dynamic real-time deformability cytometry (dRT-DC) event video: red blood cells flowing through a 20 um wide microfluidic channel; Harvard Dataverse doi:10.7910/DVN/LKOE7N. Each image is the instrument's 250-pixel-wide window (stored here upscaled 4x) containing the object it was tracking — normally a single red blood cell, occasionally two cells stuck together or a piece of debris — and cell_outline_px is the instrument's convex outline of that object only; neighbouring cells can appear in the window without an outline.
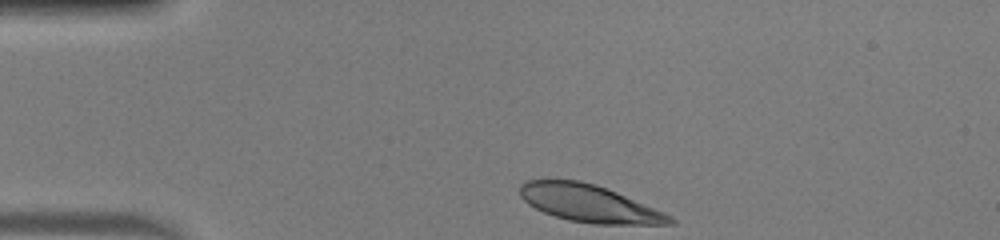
{"species": "human", "species_latin": "Homo sapiens", "temperature_condition": "warm", "stored_images_in_passage": 33, "camera_frame_rate_fps": 3000, "um_per_image_px": 0.085, "donor": {"sex": "male"}, "frame": {"image": 1, "passage_image": 1, "time_ms": 0.0, "image_size_px": [1000, 240], "cell_outline_px": [[676, 224], [592, 224], [568, 220], [544, 212], [528, 204], [520, 196], [520, 184], [524, 180], [580, 180], [596, 184], [616, 192], [664, 212], [672, 216], [676, 220]], "centroid_in_image_um": [50.08, 17.29], "position_along_channel_um": 34.9, "area_um2": 32.48}}
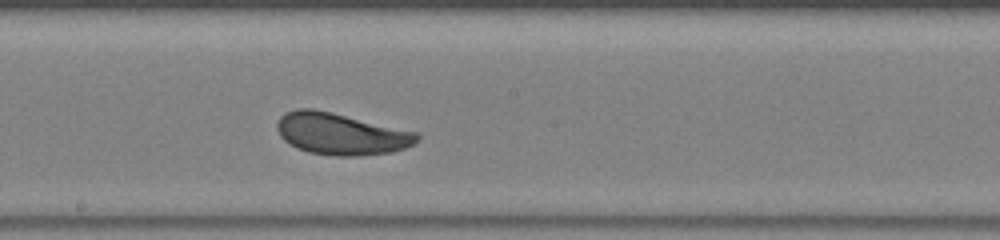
{"frame": {"image": 2, "passage_image": 18, "time_ms": 5.667, "image_size_px": [1000, 240], "cell_outline_px": [[420, 140], [416, 144], [392, 152], [356, 156], [336, 156], [308, 152], [296, 148], [284, 140], [280, 136], [276, 128], [276, 124], [280, 116], [284, 112], [296, 108], [312, 108], [332, 112], [420, 132]], "centroid_in_image_um": [29.0, 11.37], "position_along_channel_um": 219.2, "area_um2": 34.56}}
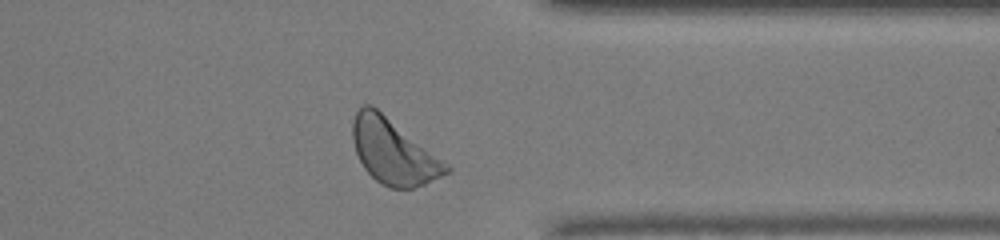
{"frame": {"image": 3, "passage_image": 30, "time_ms": 9.667, "image_size_px": [1000, 240], "cell_outline_px": [[452, 172], [424, 184], [412, 188], [388, 188], [380, 184], [364, 168], [356, 152], [352, 140], [352, 124], [356, 112], [364, 104], [372, 104], [448, 164], [452, 168]], "centroid_in_image_um": [33.43, 12.89], "position_along_channel_um": 378.0, "area_um2": 35.26}, "authors_computed_cell_mechanics": {"area_um2": 33.524, "velocity_mm_per_s": 4.1094, "shape_relaxation_time_tau1_ms": 2.1601, "shape_relaxation_time_tau2_ms": null, "deformation_change_tau1": 0.1055, "deformation_change_tau2": null}}